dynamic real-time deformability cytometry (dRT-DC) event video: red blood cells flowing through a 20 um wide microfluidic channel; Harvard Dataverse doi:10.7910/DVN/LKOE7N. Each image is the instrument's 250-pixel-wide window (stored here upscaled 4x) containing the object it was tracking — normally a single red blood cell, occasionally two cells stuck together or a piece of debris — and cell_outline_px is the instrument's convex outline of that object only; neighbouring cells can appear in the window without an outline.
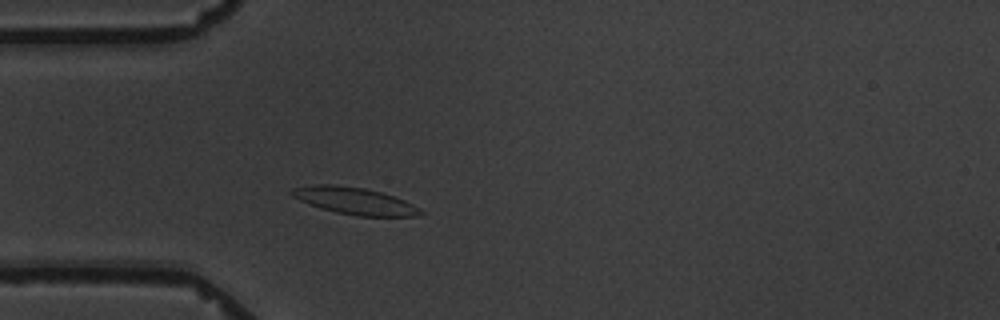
{"species": "common noctule bat (a hibernating species)", "species_latin": "Nyctalus noctula", "temperature_condition": "warm", "stored_images_in_passage": 2, "camera_frame_rate_fps": 3000, "um_per_image_px": 0.085, "animal": {"sex": "male", "body_mass_g": 19.5, "forearm_length_mm": 54.6}, "frame": {"image": 1, "passage_image": 2, "time_ms": 1.333, "image_size_px": [1000, 320], "cell_outline_px": [[424, 212], [420, 216], [356, 216], [336, 212], [320, 208], [308, 204], [292, 196], [288, 192], [292, 188], [316, 184], [332, 184], [364, 188], [380, 192], [404, 200], [420, 208]], "centroid_in_image_um": [30.12, 17.08], "position_along_channel_um": 54.9, "area_um2": 20.23}}